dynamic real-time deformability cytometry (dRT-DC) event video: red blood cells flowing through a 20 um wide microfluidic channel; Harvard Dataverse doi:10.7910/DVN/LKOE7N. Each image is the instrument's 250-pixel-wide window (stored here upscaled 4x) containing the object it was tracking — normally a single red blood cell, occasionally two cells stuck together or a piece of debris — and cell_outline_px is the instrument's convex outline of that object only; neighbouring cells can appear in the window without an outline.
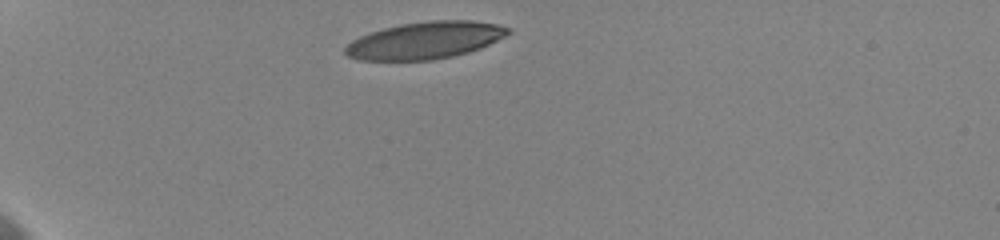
{"species": "human", "species_latin": "Homo sapiens", "temperature_condition": "cold", "stored_images_in_passage": 4, "camera_frame_rate_fps": 3000, "um_per_image_px": 0.085, "donor": {"sex": "female"}, "frame": {"image": 1, "passage_image": 1, "time_ms": 0.0, "image_size_px": [1000, 240], "cell_outline_px": [[512, 32], [480, 48], [468, 52], [452, 56], [432, 60], [360, 60], [348, 56], [344, 52], [344, 48], [352, 40], [368, 32], [400, 24], [428, 20], [472, 20], [496, 24], [512, 28]], "centroid_in_image_um": [36.12, 3.42], "position_along_channel_um": 48.9, "area_um2": 35.2}}